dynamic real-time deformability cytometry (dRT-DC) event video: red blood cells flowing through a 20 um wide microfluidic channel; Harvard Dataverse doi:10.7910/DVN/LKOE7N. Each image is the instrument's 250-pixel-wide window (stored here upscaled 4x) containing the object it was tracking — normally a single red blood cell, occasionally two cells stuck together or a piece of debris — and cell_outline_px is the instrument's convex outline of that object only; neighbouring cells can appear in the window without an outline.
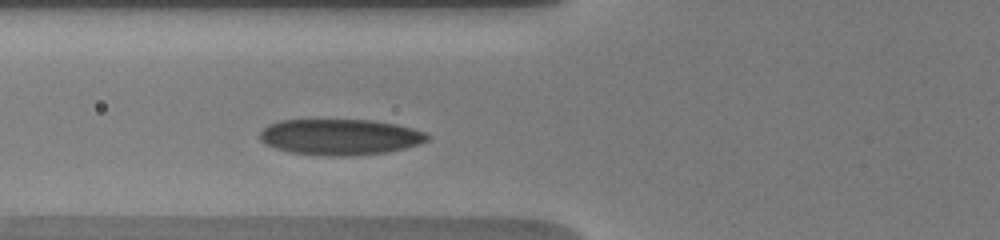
{"species": "human", "species_latin": "Homo sapiens", "temperature_condition": "warm", "stored_images_in_passage": 6, "camera_frame_rate_fps": 3000, "um_per_image_px": 0.085, "donor": {"sex": "male"}, "frame": {"image": 1, "passage_image": 6, "time_ms": 3.0, "image_size_px": [1000, 240], "cell_outline_px": [[432, 136], [428, 140], [420, 144], [388, 152], [348, 156], [328, 156], [292, 152], [276, 148], [264, 144], [260, 140], [260, 132], [268, 124], [280, 120], [368, 120], [396, 124], [428, 132]], "centroid_in_image_um": [28.94, 11.64], "position_along_channel_um": 96.9, "area_um2": 35.2}}